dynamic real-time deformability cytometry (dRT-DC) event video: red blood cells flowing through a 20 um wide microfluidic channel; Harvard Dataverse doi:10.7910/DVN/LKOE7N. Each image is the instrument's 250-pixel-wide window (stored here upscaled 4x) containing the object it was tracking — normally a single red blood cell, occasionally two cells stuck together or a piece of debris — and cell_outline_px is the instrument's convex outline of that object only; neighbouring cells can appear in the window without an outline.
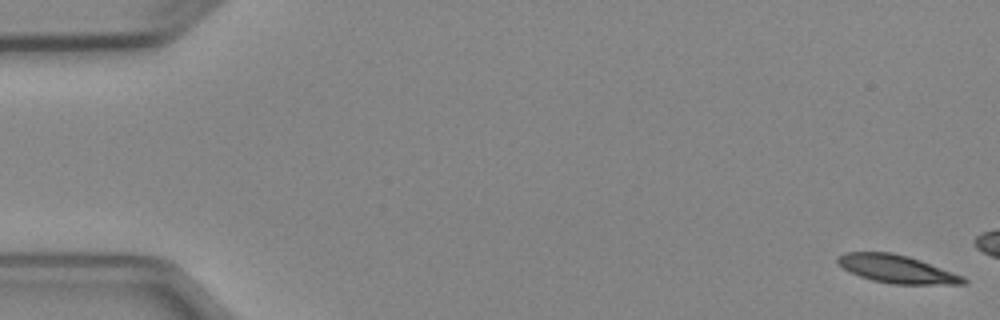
{"species": "Egyptian fruit bat (a non-hibernating species)", "species_latin": "Rousettus aegyptiacus", "temperature_condition": "cold", "stored_images_in_passage": 6, "segment_of_instrument_passage": [2, 2], "camera_frame_rate_fps": 3000, "um_per_image_px": 0.085, "animal": {"sex": "female"}, "frame": {"image": 1, "passage_image": 6, "time_ms": 6.667, "image_size_px": [1000, 320], "cell_outline_px": [[968, 284], [892, 284], [872, 280], [860, 276], [844, 268], [836, 260], [836, 256], [844, 252], [892, 252], [908, 256], [920, 260], [964, 276], [968, 280]], "centroid_in_image_um": [76.25, 22.86], "position_along_channel_um": 8.8, "area_um2": 20.46}}